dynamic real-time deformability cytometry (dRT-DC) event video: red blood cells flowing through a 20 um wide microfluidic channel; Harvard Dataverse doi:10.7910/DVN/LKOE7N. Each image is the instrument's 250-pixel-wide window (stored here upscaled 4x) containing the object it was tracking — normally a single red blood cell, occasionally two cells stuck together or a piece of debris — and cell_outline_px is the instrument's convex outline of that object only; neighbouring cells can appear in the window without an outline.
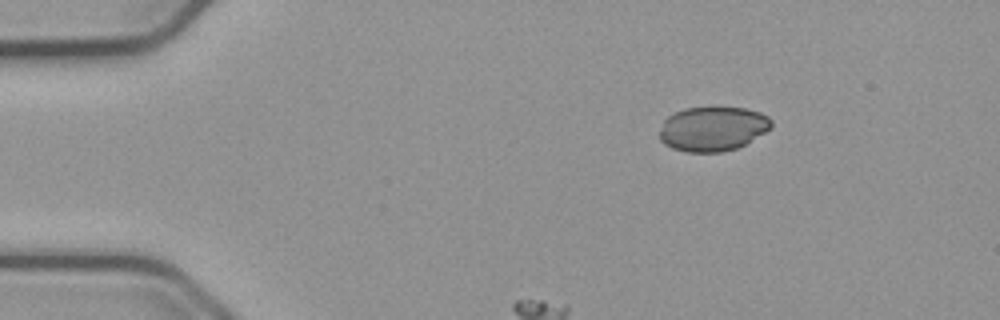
{"species": "common noctule bat (a hibernating species)", "species_latin": "Nyctalus noctula", "temperature_condition": "cold", "stored_images_in_passage": 47, "camera_frame_rate_fps": 3000, "um_per_image_px": 0.085, "animal": {"sex": "male", "body_mass_g": 23.1, "forearm_length_mm": 52.7}, "frame": {"image": 1, "passage_image": 1, "time_ms": 0.0, "image_size_px": [1000, 320], "cell_outline_px": [[772, 128], [744, 144], [736, 148], [724, 152], [684, 152], [672, 148], [664, 144], [660, 140], [660, 132], [664, 120], [668, 116], [684, 108], [744, 108], [760, 112], [768, 116], [772, 120]], "centroid_in_image_um": [60.58, 10.96], "position_along_channel_um": 24.4, "area_um2": 28.9}}
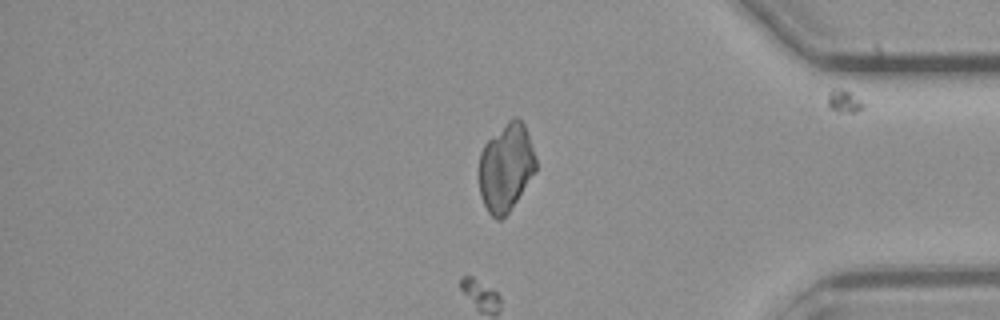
{"frame": {"image": 2, "passage_image": 38, "time_ms": 12.333, "image_size_px": [1000, 320], "cell_outline_px": [[536, 172], [508, 212], [500, 220], [496, 220], [488, 212], [480, 196], [480, 152], [484, 144], [512, 116], [516, 116], [524, 124], [528, 132], [536, 156]], "centroid_in_image_um": [43.02, 14.21], "position_along_channel_um": 392.2, "area_um2": 29.07}}
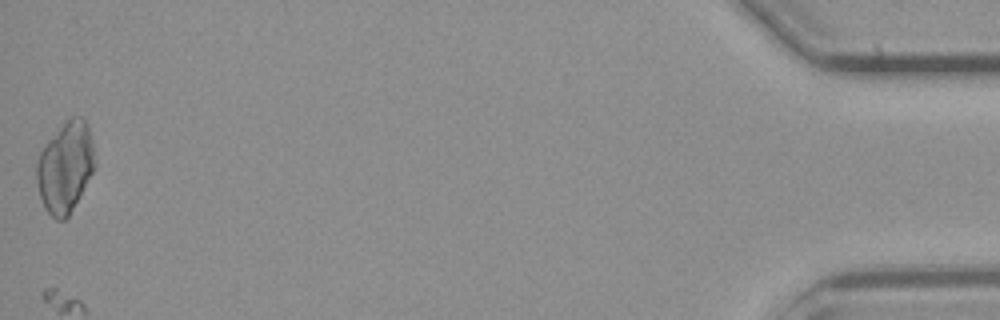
{"frame": {"image": 3, "passage_image": 47, "time_ms": 15.333, "image_size_px": [1000, 320], "cell_outline_px": [[96, 164], [92, 172], [68, 216], [64, 220], [56, 220], [44, 208], [40, 196], [36, 180], [36, 164], [40, 152], [48, 140], [72, 116], [80, 116], [84, 120], [88, 128], [92, 140]], "centroid_in_image_um": [5.53, 14.22], "position_along_channel_um": 429.7, "area_um2": 30.17}}